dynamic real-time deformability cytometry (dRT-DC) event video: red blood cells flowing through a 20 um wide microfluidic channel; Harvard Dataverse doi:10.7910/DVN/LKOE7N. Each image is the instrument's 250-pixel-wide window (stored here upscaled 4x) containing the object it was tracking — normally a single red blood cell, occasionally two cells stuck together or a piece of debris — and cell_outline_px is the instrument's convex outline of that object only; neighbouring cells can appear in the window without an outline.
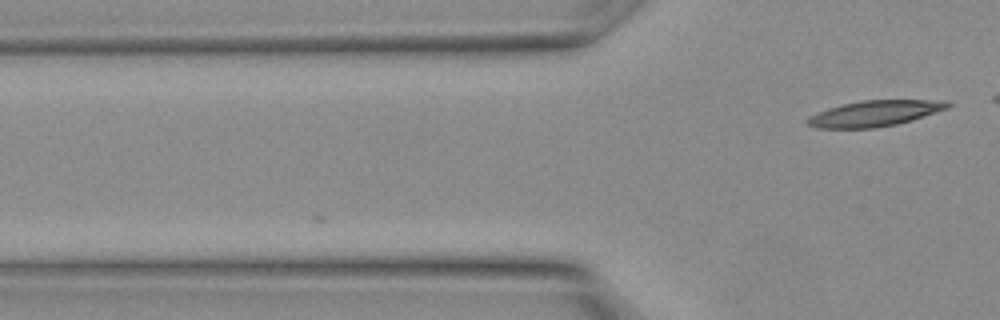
{"species": "Egyptian fruit bat (a non-hibernating species)", "species_latin": "Rousettus aegyptiacus", "temperature_condition": "warm", "stored_images_in_passage": 3, "camera_frame_rate_fps": 3000, "um_per_image_px": 0.085, "animal": {"sex": "female"}, "frame": {"image": 1, "passage_image": 3, "time_ms": 0.667, "image_size_px": [1000, 320], "cell_outline_px": [[952, 104], [948, 108], [912, 120], [896, 124], [876, 128], [816, 128], [808, 124], [804, 120], [828, 108], [860, 100], [944, 100]], "centroid_in_image_um": [74.37, 9.64], "position_along_channel_um": 51.4, "area_um2": 20.92}}